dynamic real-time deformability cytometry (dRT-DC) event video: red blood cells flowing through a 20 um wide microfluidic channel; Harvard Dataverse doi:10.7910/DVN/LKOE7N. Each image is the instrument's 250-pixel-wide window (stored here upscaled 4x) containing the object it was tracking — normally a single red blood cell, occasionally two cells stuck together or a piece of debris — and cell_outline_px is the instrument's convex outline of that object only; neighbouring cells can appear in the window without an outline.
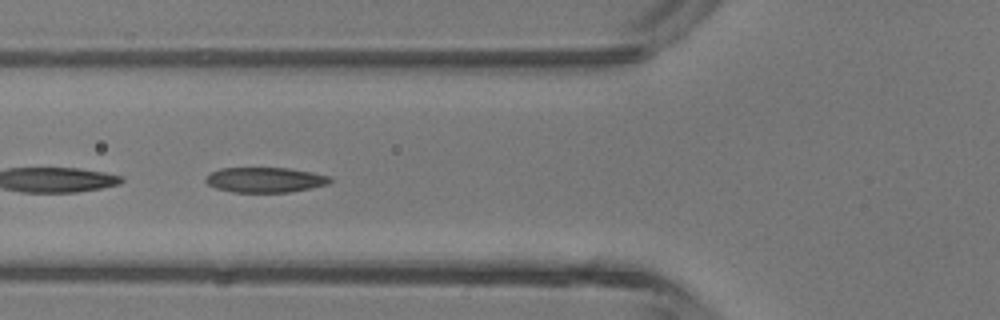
{"species": "common noctule bat (a hibernating species)", "species_latin": "Nyctalus noctula", "temperature_condition": "room temperature", "stored_images_in_passage": 4, "camera_frame_rate_fps": 3000, "um_per_image_px": 0.085, "animal": {"sex": "male", "body_mass_g": 13.3}, "frame": {"image": 1, "passage_image": 4, "time_ms": 4.333, "image_size_px": [1000, 320], "cell_outline_px": [[332, 180], [328, 184], [288, 192], [232, 192], [216, 188], [208, 184], [204, 180], [212, 172], [220, 168], [288, 168], [312, 172], [332, 176]], "centroid_in_image_um": [22.55, 15.28], "position_along_channel_um": 103.3, "area_um2": 18.09}}